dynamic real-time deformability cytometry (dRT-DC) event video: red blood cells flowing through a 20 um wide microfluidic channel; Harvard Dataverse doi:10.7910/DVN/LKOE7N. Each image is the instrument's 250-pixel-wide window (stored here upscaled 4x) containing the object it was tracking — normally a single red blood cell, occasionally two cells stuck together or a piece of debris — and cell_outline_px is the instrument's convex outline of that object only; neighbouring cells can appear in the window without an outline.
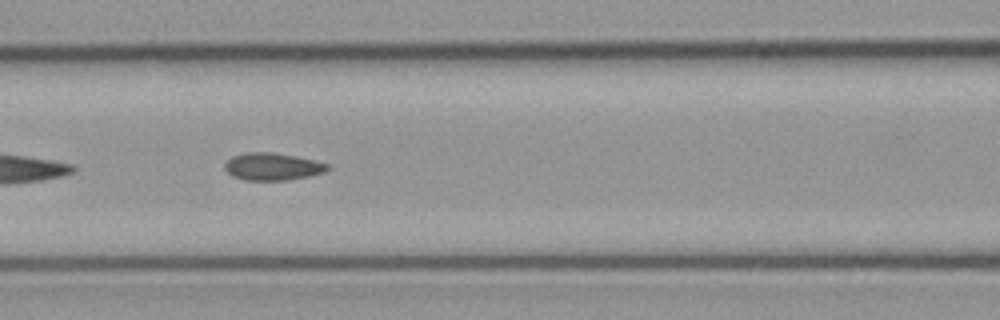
{"species": "common noctule bat (a hibernating species)", "species_latin": "Nyctalus noctula", "temperature_condition": "cold", "stored_images_in_passage": 24, "camera_frame_rate_fps": 3000, "um_per_image_px": 0.085, "animal": {"sex": "male", "body_mass_g": 23.1, "forearm_length_mm": 52.7}, "frame": {"image": 1, "passage_image": 8, "time_ms": 2.333, "image_size_px": [1000, 320], "cell_outline_px": [[328, 168], [324, 172], [308, 176], [284, 180], [248, 180], [232, 176], [224, 168], [224, 164], [232, 156], [244, 152], [272, 152], [296, 156], [328, 164]], "centroid_in_image_um": [23.11, 14.15], "position_along_channel_um": 143.5, "area_um2": 16.18}}